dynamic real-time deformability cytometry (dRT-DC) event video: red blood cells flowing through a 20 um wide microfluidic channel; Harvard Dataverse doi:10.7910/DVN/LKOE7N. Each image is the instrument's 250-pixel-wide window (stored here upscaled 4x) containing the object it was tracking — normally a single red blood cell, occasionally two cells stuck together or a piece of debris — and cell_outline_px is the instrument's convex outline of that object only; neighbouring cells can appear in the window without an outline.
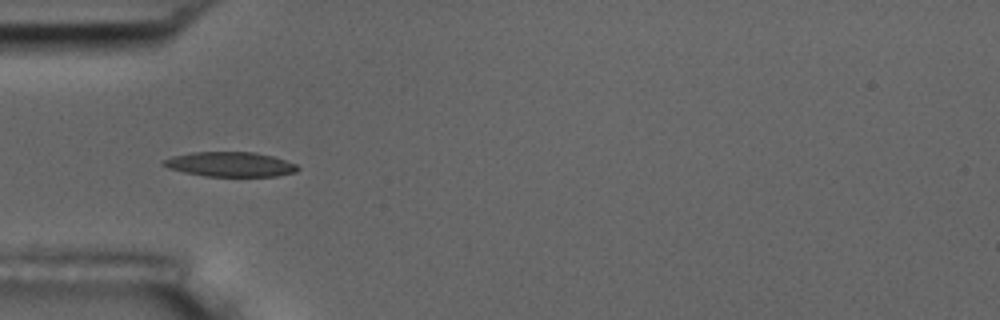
{"species": "common noctule bat (a hibernating species)", "species_latin": "Nyctalus noctula", "temperature_condition": "room temperature", "stored_images_in_passage": 7, "camera_frame_rate_fps": 3000, "um_per_image_px": 0.085, "animal": {"sex": "male", "body_mass_g": 17.5, "forearm_length_mm": 52.3}, "frame": {"image": 1, "passage_image": 1, "time_ms": 0.0, "image_size_px": [1000, 320], "cell_outline_px": [[300, 168], [296, 172], [276, 176], [204, 176], [184, 172], [168, 168], [160, 164], [160, 160], [172, 156], [192, 152], [252, 152], [272, 156], [296, 164]], "centroid_in_image_um": [19.51, 13.96], "position_along_channel_um": 65.5, "area_um2": 19.36}}
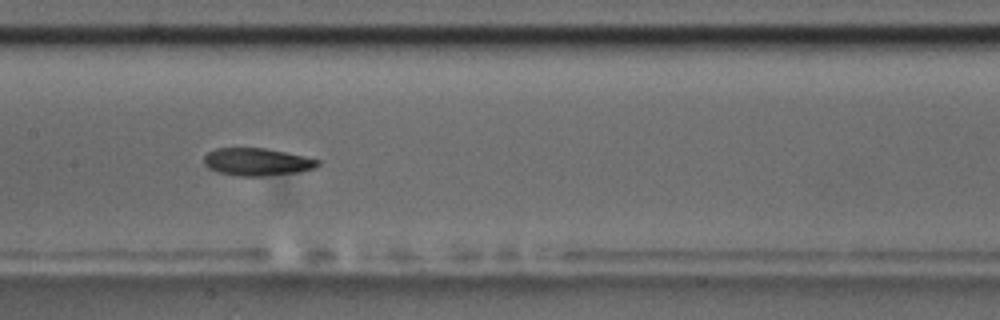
{"frame": {"image": 2, "passage_image": 4, "time_ms": 3.333, "image_size_px": [1000, 320], "cell_outline_px": [[320, 164], [312, 168], [296, 172], [260, 176], [240, 176], [216, 172], [208, 168], [204, 164], [204, 156], [208, 152], [216, 148], [268, 148], [304, 156], [320, 160]], "centroid_in_image_um": [21.8, 13.75], "position_along_channel_um": 185.6, "area_um2": 18.21}}
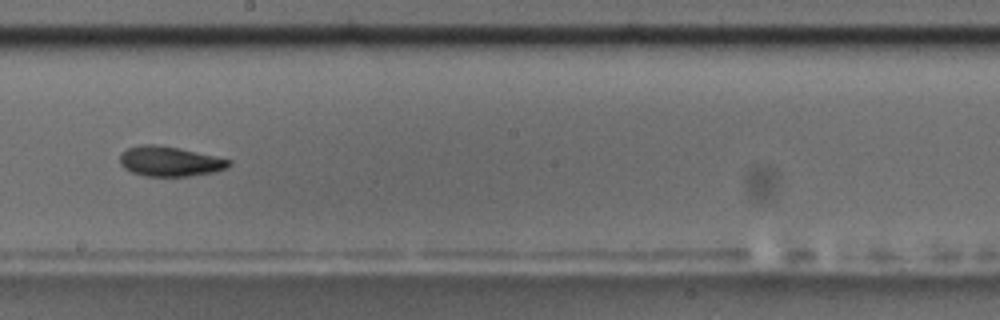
{"frame": {"image": 3, "passage_image": 5, "time_ms": 4.667, "image_size_px": [1000, 320], "cell_outline_px": [[232, 164], [228, 168], [216, 172], [188, 176], [144, 176], [132, 172], [124, 168], [120, 164], [120, 152], [128, 148], [140, 144], [156, 144], [180, 148], [232, 160]], "centroid_in_image_um": [14.44, 13.71], "position_along_channel_um": 233.8, "area_um2": 19.25}}